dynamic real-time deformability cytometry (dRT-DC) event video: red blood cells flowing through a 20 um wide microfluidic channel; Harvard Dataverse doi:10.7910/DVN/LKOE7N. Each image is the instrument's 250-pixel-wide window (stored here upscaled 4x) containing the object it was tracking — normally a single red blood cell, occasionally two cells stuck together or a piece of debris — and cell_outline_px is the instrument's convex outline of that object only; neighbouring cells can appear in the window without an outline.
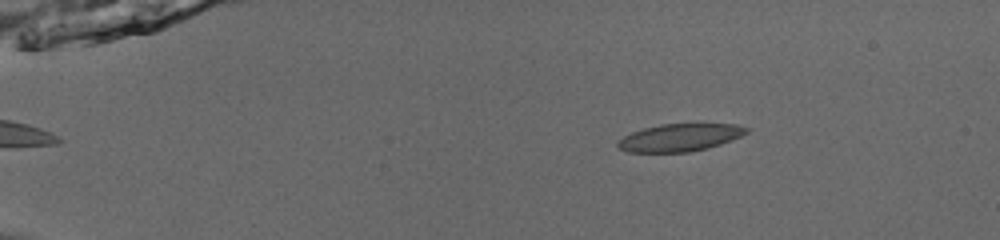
{"species": "common noctule bat (a hibernating species)", "species_latin": "Nyctalus noctula", "temperature_condition": "room temperature", "stored_images_in_passage": 45, "camera_frame_rate_fps": 3000, "um_per_image_px": 0.085, "animal": {"sex": "male", "body_mass_g": 13.0, "forearm_length_mm": 53.1}, "frame": {"image": 1, "passage_image": 1, "time_ms": 0.0, "image_size_px": [1000, 240], "cell_outline_px": [[748, 132], [732, 140], [708, 148], [688, 152], [628, 152], [620, 148], [616, 144], [624, 136], [632, 132], [644, 128], [660, 124], [736, 124], [748, 128]], "centroid_in_image_um": [57.79, 11.69], "position_along_channel_um": 27.2, "area_um2": 20.46}}
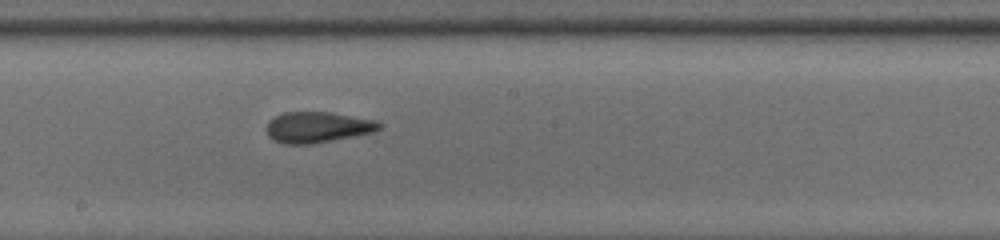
{"frame": {"image": 2, "passage_image": 23, "time_ms": 7.333, "image_size_px": [1000, 240], "cell_outline_px": [[384, 124], [380, 128], [372, 132], [312, 144], [284, 144], [272, 140], [268, 136], [268, 120], [284, 112], [332, 112], [376, 120]], "centroid_in_image_um": [26.99, 10.81], "position_along_channel_um": 221.2, "area_um2": 20.23}}
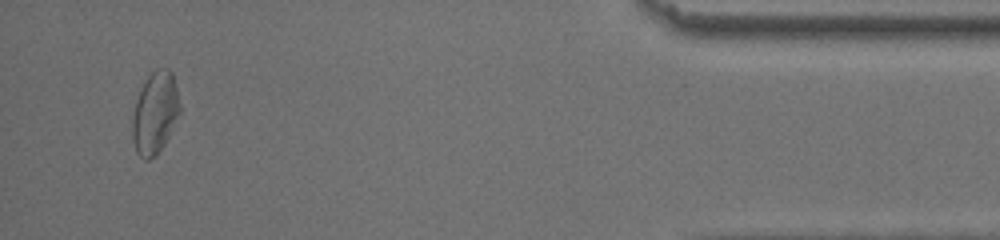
{"frame": {"image": 3, "passage_image": 43, "time_ms": 14.0, "image_size_px": [1000, 240], "cell_outline_px": [[180, 112], [164, 144], [156, 156], [148, 160], [144, 160], [136, 152], [132, 140], [132, 116], [136, 100], [148, 76], [156, 68], [168, 68], [172, 72], [180, 104]], "centroid_in_image_um": [13.16, 9.62], "position_along_channel_um": 422.0, "area_um2": 22.54}, "authors_computed_cell_mechanics": {"area_um2": 20.8658, "velocity_mm_per_s": 3.8565, "shape_relaxation_time_tau1_ms": 3.9682, "shape_relaxation_time_tau2_ms": 1.4497, "deformation_change_tau1": 0.0974, "deformation_change_tau2": 0.0871}}